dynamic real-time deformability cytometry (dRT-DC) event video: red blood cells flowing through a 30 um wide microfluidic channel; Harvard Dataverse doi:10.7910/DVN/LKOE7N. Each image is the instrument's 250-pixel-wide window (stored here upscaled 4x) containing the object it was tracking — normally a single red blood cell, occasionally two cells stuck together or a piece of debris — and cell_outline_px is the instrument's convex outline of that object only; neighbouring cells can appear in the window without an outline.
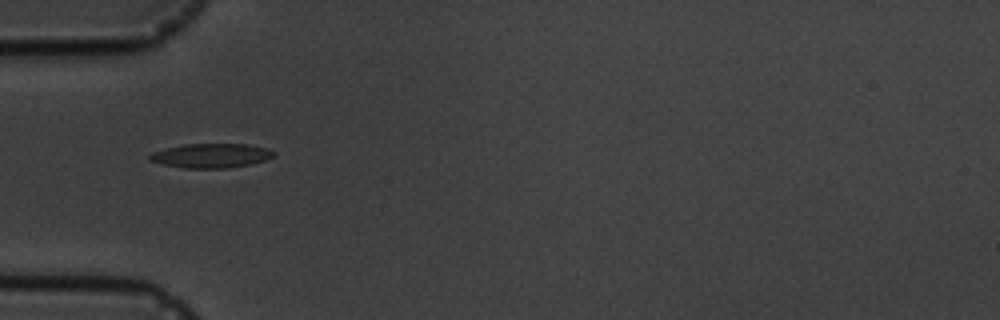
{"species": "common noctule bat (a hibernating species)", "species_latin": "Nyctalus noctula", "temperature_condition": "cold", "stored_images_in_passage": 5, "camera_frame_rate_fps": 3000, "um_per_image_px": 0.085, "animal": {"sex": "male", "body_mass_g": 19.5, "forearm_length_mm": 54.6}, "frame": {"image": 1, "passage_image": 1, "time_ms": 0.0, "image_size_px": [1000, 320], "cell_outline_px": [[276, 152], [272, 156], [264, 160], [252, 164], [228, 168], [184, 168], [164, 164], [148, 160], [148, 156], [152, 152], [184, 144], [248, 144], [268, 148]], "centroid_in_image_um": [17.96, 13.23], "position_along_channel_um": 67.0, "area_um2": 17.51}}
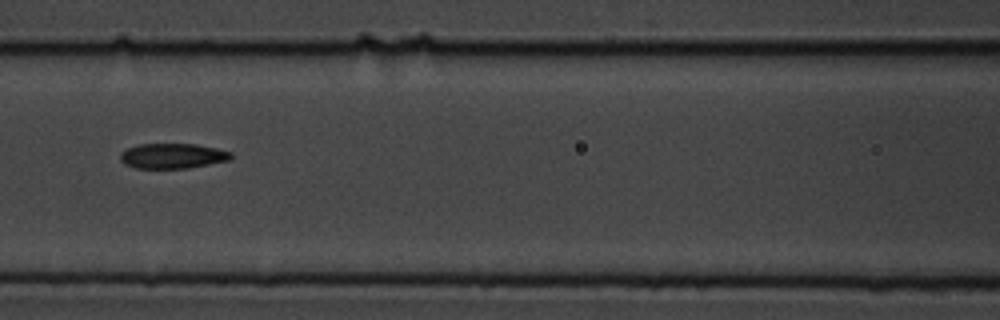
{"frame": {"image": 2, "passage_image": 3, "time_ms": 2.333, "image_size_px": [1000, 320], "cell_outline_px": [[232, 156], [228, 160], [188, 168], [136, 168], [124, 164], [120, 160], [120, 152], [124, 148], [140, 144], [196, 144], [216, 148], [232, 152]], "centroid_in_image_um": [14.61, 13.24], "position_along_channel_um": 152.0, "area_um2": 16.24}}
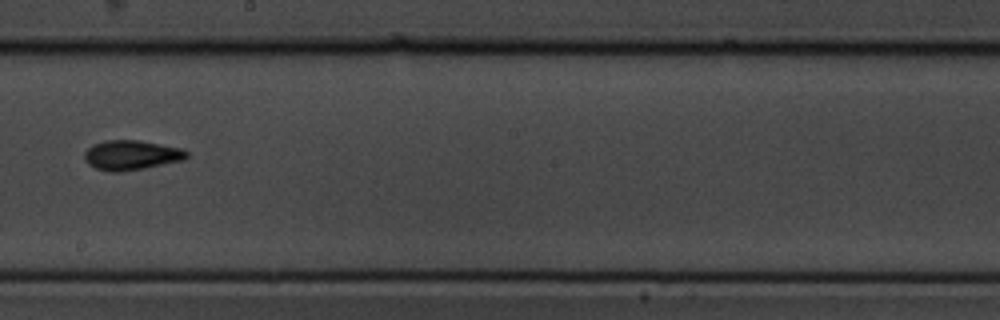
{"frame": {"image": 3, "passage_image": 5, "time_ms": 4.667, "image_size_px": [1000, 320], "cell_outline_px": [[188, 156], [184, 160], [144, 168], [120, 172], [108, 172], [96, 168], [88, 164], [84, 160], [84, 152], [92, 144], [108, 140], [140, 140], [184, 148], [188, 152]], "centroid_in_image_um": [11.17, 13.18], "position_along_channel_um": 237.0, "area_um2": 17.92}}